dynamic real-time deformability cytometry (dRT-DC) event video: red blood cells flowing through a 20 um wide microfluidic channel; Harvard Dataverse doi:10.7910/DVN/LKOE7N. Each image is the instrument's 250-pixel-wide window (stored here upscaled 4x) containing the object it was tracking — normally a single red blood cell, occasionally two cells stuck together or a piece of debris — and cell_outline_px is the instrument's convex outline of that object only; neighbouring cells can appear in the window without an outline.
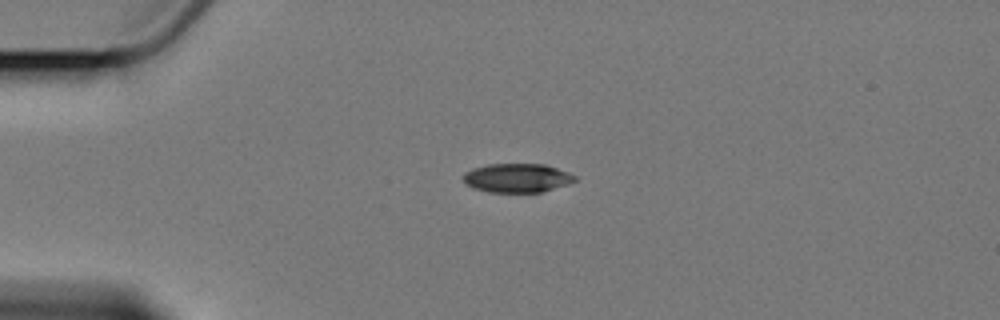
{"species": "Egyptian fruit bat (a non-hibernating species)", "species_latin": "Rousettus aegyptiacus", "temperature_condition": "cold", "stored_images_in_passage": 4, "camera_frame_rate_fps": 3000, "um_per_image_px": 0.085, "animal": {"sex": "female"}, "frame": {"image": 1, "passage_image": 3, "time_ms": 3.333, "image_size_px": [1000, 320], "cell_outline_px": [[576, 180], [568, 184], [540, 192], [488, 192], [472, 188], [464, 180], [464, 172], [472, 168], [488, 164], [544, 164], [568, 172], [576, 176]], "centroid_in_image_um": [43.94, 15.12], "position_along_channel_um": 41.1, "area_um2": 18.73}}